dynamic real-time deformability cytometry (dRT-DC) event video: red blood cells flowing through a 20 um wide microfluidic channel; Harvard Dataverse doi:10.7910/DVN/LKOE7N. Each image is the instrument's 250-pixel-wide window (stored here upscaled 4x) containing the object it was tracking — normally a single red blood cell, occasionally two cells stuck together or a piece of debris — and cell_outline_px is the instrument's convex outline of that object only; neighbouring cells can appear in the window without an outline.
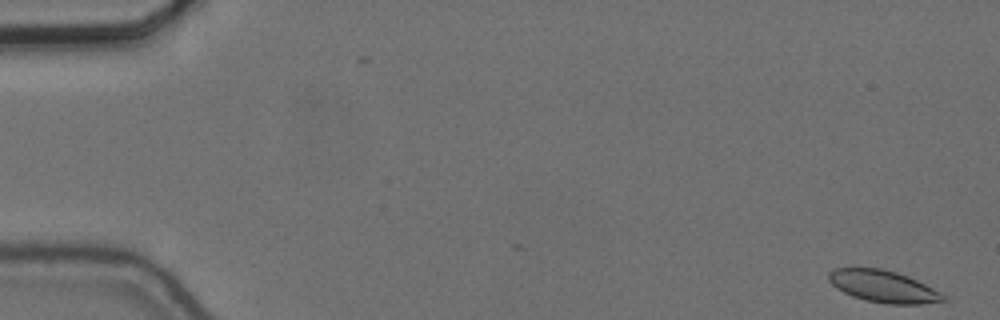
{"species": "common noctule bat (a hibernating species)", "species_latin": "Nyctalus noctula", "temperature_condition": "cold", "stored_images_in_passage": 56, "camera_frame_rate_fps": 3000, "um_per_image_px": 0.085, "animal": {"sex": "female", "body_mass_g": 24.6, "forearm_length_mm": 56.2}, "frame": {"image": 1, "passage_image": 1, "time_ms": 0.0, "image_size_px": [1000, 320], "cell_outline_px": [[948, 300], [920, 304], [888, 304], [864, 300], [852, 296], [836, 288], [828, 280], [828, 272], [836, 268], [880, 268], [896, 272], [908, 276], [932, 288], [944, 296]], "centroid_in_image_um": [75.04, 24.34], "position_along_channel_um": 10.0, "area_um2": 21.15}}
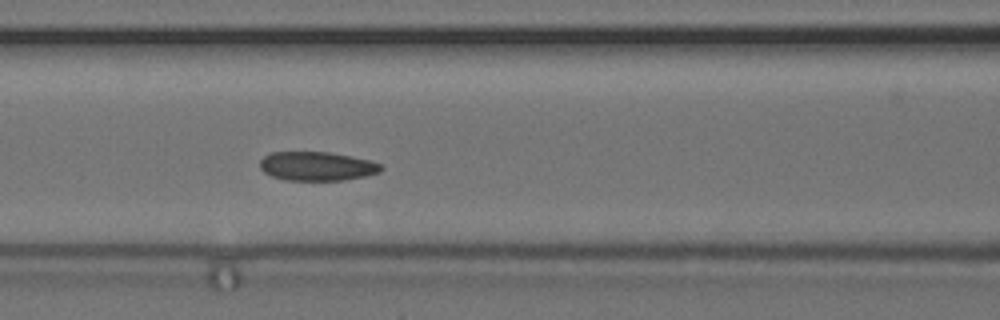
{"frame": {"image": 2, "passage_image": 24, "time_ms": 7.667, "image_size_px": [1000, 320], "cell_outline_px": [[384, 168], [380, 172], [364, 176], [344, 180], [284, 180], [272, 176], [264, 172], [260, 168], [260, 160], [264, 156], [272, 152], [328, 152], [352, 156], [384, 164]], "centroid_in_image_um": [26.96, 14.12], "position_along_channel_um": 139.6, "area_um2": 20.52}}
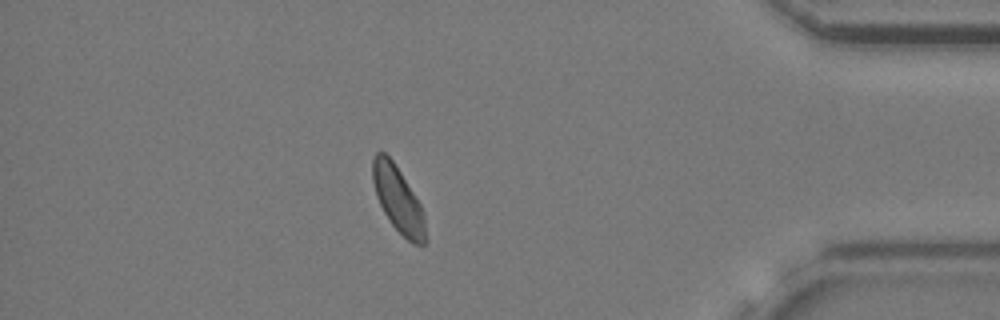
{"frame": {"image": 3, "passage_image": 49, "time_ms": 16.0, "image_size_px": [1000, 320], "cell_outline_px": [[428, 240], [424, 244], [412, 244], [392, 224], [384, 212], [376, 196], [372, 180], [372, 156], [376, 152], [384, 152], [392, 160], [400, 172], [420, 204], [424, 212]], "centroid_in_image_um": [33.85, 16.97], "position_along_channel_um": 401.4, "area_um2": 20.23}, "authors_computed_cell_mechanics": {"area_um2": 20.808, "velocity_mm_per_s": 3.6178, "shape_relaxation_time_tau1_ms": 6.1144, "shape_relaxation_time_tau2_ms": 4.0707, "deformation_change_tau1": 0.0879, "deformation_change_tau2": 0.0736}}